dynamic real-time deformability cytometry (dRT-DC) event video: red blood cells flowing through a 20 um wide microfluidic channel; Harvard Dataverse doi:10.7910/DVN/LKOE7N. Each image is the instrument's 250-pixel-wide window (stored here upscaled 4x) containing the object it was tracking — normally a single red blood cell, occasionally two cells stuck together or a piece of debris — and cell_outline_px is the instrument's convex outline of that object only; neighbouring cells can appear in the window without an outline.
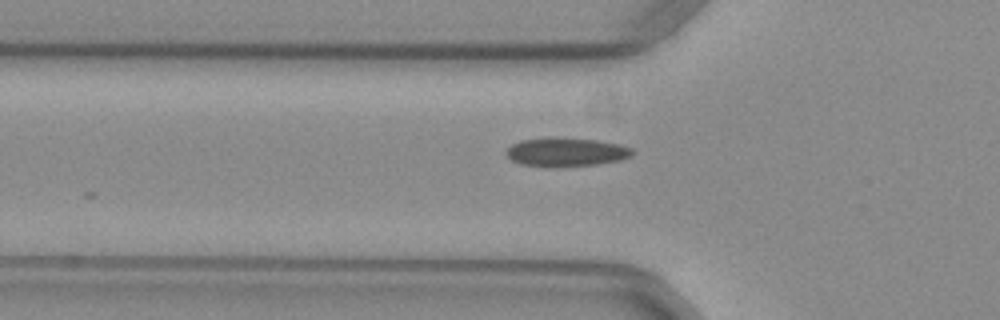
{"species": "common noctule bat (a hibernating species)", "species_latin": "Nyctalus noctula", "temperature_condition": "warm", "stored_images_in_passage": 10, "camera_frame_rate_fps": 3000, "um_per_image_px": 0.085, "animal": {"sex": "female", "body_mass_g": 29.2, "forearm_length_mm": 56.3}, "frame": {"image": 1, "passage_image": 6, "time_ms": 1.667, "image_size_px": [1000, 320], "cell_outline_px": [[632, 156], [620, 160], [596, 164], [548, 168], [520, 164], [512, 160], [504, 152], [512, 144], [520, 140], [556, 136], [596, 140], [620, 144], [632, 148]], "centroid_in_image_um": [48.08, 12.92], "position_along_channel_um": 77.7, "area_um2": 21.5}}